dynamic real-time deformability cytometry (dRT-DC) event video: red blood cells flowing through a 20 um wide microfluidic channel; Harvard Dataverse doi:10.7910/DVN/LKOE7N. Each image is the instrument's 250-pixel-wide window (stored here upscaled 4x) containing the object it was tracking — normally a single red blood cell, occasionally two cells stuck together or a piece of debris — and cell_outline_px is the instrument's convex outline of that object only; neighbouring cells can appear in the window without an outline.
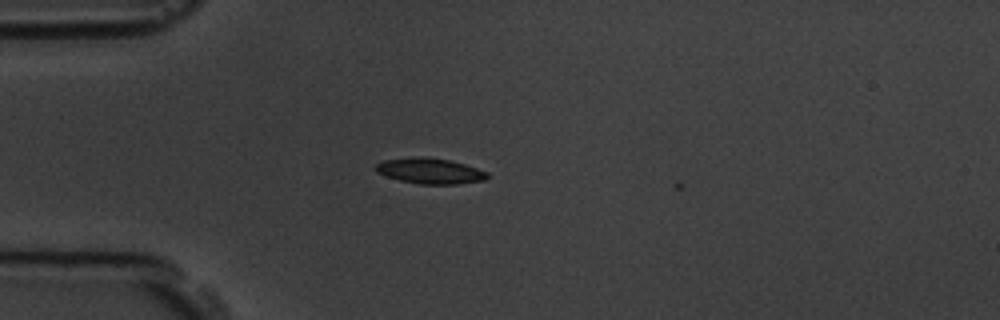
{"species": "common noctule bat (a hibernating species)", "species_latin": "Nyctalus noctula", "temperature_condition": "room temperature", "stored_images_in_passage": 2, "camera_frame_rate_fps": 3000, "um_per_image_px": 0.085, "animal": {"sex": "male", "body_mass_g": 19.5, "forearm_length_mm": 54.6}, "frame": {"image": 1, "passage_image": 1, "time_ms": 0.0, "image_size_px": [1000, 320], "cell_outline_px": [[488, 176], [484, 180], [456, 184], [420, 184], [400, 180], [376, 172], [372, 168], [376, 164], [384, 160], [420, 156], [424, 156], [452, 160], [488, 172]], "centroid_in_image_um": [36.53, 14.52], "position_along_channel_um": 48.5, "area_um2": 16.65}}